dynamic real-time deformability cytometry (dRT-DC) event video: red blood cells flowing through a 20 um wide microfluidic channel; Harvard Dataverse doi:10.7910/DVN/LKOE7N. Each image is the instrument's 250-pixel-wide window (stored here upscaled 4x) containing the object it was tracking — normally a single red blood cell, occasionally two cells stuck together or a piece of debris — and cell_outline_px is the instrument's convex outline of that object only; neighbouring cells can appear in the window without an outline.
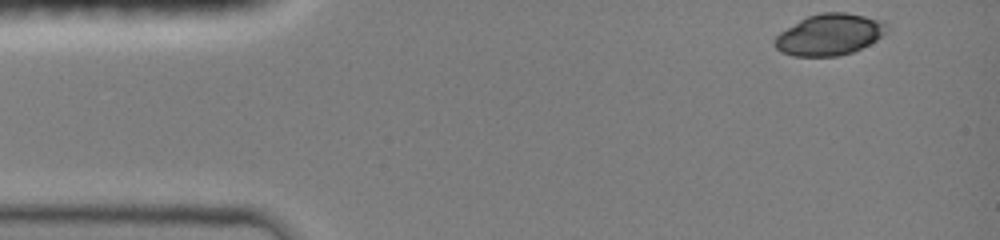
{"species": "common noctule bat (a hibernating species)", "species_latin": "Nyctalus noctula", "temperature_condition": "room temperature", "stored_images_in_passage": 37, "camera_frame_rate_fps": 3000, "um_per_image_px": 0.085, "animal": {"sex": "female", "body_mass_g": 19.0, "forearm_length_mm": 51.5}, "frame": {"image": 1, "passage_image": 1, "time_ms": 0.0, "image_size_px": [1000, 240], "cell_outline_px": [[888, 32], [876, 40], [852, 52], [836, 56], [792, 56], [780, 52], [772, 44], [772, 40], [780, 32], [800, 20], [808, 16], [820, 12], [844, 12], [884, 20], [888, 24]], "centroid_in_image_um": [70.5, 2.94], "position_along_channel_um": 14.5, "area_um2": 27.17}}
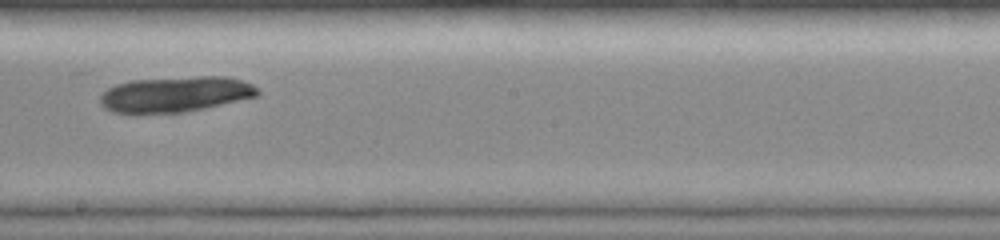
{"frame": {"image": 2, "passage_image": 22, "time_ms": 7.0, "image_size_px": [1000, 240], "cell_outline_px": [[260, 92], [256, 96], [204, 108], [184, 112], [136, 116], [132, 116], [112, 112], [104, 108], [100, 104], [100, 96], [108, 88], [116, 84], [132, 80], [196, 76], [228, 76], [244, 80], [252, 84]], "centroid_in_image_um": [14.82, 8.04], "position_along_channel_um": 233.4, "area_um2": 33.47}}
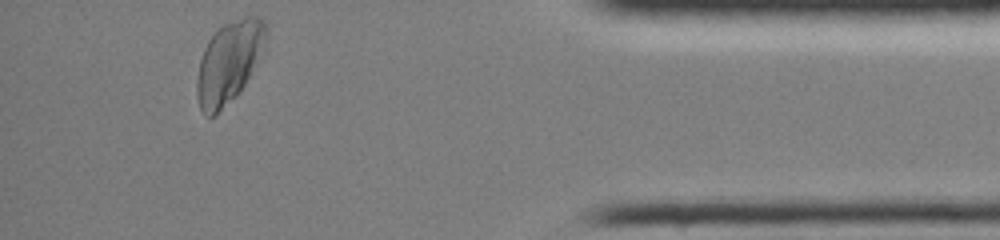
{"frame": {"image": 3, "passage_image": 37, "time_ms": 12.0, "image_size_px": [1000, 240], "cell_outline_px": [[268, 28], [264, 48], [252, 72], [236, 96], [216, 116], [204, 116], [200, 108], [196, 96], [196, 80], [200, 60], [204, 48], [208, 40], [216, 28], [224, 24], [244, 16], [256, 16], [264, 20], [268, 24]], "centroid_in_image_um": [19.45, 5.28], "position_along_channel_um": 415.7, "area_um2": 33.29}}